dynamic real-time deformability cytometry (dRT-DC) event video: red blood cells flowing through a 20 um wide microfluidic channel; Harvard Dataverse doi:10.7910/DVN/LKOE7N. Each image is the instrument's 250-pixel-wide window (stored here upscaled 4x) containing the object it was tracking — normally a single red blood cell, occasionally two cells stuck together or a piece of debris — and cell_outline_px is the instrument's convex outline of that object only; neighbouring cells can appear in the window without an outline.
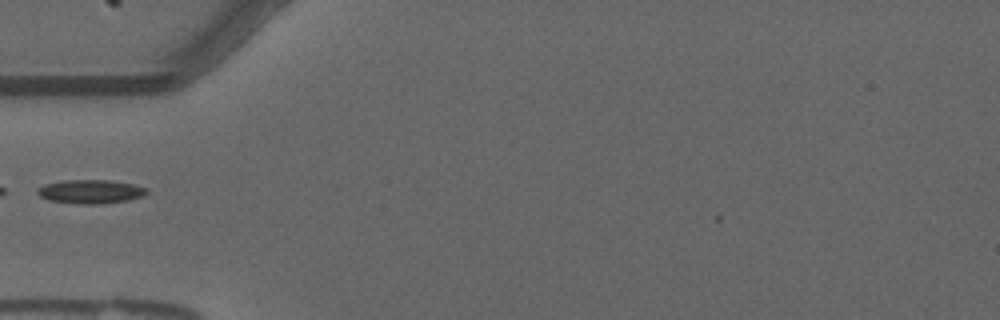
{"species": "common noctule bat (a hibernating species)", "species_latin": "Nyctalus noctula", "temperature_condition": "warm", "stored_images_in_passage": 6, "camera_frame_rate_fps": 3000, "um_per_image_px": 0.085, "animal": {"sex": "male", "forearm_length_mm": 52.5}, "frame": {"image": 1, "passage_image": 1, "time_ms": 0.0, "image_size_px": [1000, 320], "cell_outline_px": [[148, 192], [140, 196], [128, 200], [96, 204], [88, 204], [48, 200], [40, 196], [36, 192], [44, 184], [64, 180], [112, 180], [132, 184], [148, 188]], "centroid_in_image_um": [7.7, 16.27], "position_along_channel_um": 77.3, "area_um2": 14.91}}